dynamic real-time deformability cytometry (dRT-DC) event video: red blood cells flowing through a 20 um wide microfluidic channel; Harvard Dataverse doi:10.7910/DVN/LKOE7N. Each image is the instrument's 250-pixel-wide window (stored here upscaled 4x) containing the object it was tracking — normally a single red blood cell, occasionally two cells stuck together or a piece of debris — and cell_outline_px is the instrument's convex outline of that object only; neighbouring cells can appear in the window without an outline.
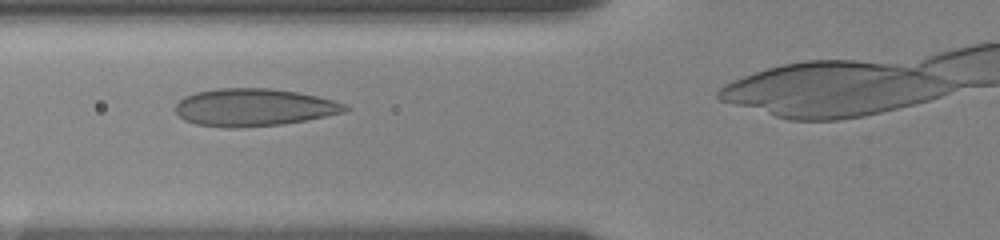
{"species": "human", "species_latin": "Homo sapiens", "temperature_condition": "room temperature", "stored_images_in_passage": 29, "camera_frame_rate_fps": 3000, "um_per_image_px": 0.085, "donor": {"sex": "female"}, "frame": {"image": 1, "passage_image": 5, "time_ms": 1.0, "image_size_px": [1000, 240], "cell_outline_px": [[348, 108], [344, 112], [304, 120], [280, 124], [236, 128], [224, 128], [196, 124], [184, 120], [176, 112], [176, 104], [184, 96], [196, 92], [216, 88], [272, 88], [296, 92], [316, 96], [332, 100], [344, 104]], "centroid_in_image_um": [21.51, 9.12], "position_along_channel_um": 104.3, "area_um2": 36.82}}
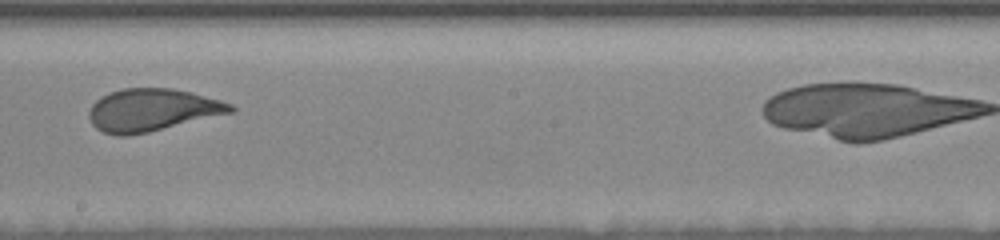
{"frame": {"image": 2, "passage_image": 16, "time_ms": 4.667, "image_size_px": [1000, 240], "cell_outline_px": [[236, 112], [148, 132], [128, 136], [116, 136], [104, 132], [96, 128], [92, 124], [88, 116], [88, 112], [92, 104], [96, 100], [108, 92], [124, 88], [172, 88], [192, 92], [220, 100], [232, 104], [236, 108]], "centroid_in_image_um": [12.94, 9.35], "position_along_channel_um": 235.3, "area_um2": 35.32}}
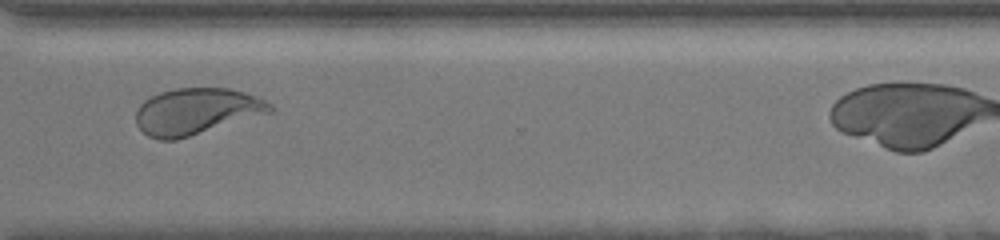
{"frame": {"image": 3, "passage_image": 23, "time_ms": 8.0, "image_size_px": [1000, 240], "cell_outline_px": [[276, 108], [272, 112], [176, 140], [160, 140], [148, 136], [136, 124], [136, 112], [140, 104], [144, 100], [160, 92], [176, 88], [228, 88], [244, 92], [264, 100], [272, 104]], "centroid_in_image_um": [16.69, 9.46], "position_along_channel_um": 353.9, "area_um2": 36.13}}